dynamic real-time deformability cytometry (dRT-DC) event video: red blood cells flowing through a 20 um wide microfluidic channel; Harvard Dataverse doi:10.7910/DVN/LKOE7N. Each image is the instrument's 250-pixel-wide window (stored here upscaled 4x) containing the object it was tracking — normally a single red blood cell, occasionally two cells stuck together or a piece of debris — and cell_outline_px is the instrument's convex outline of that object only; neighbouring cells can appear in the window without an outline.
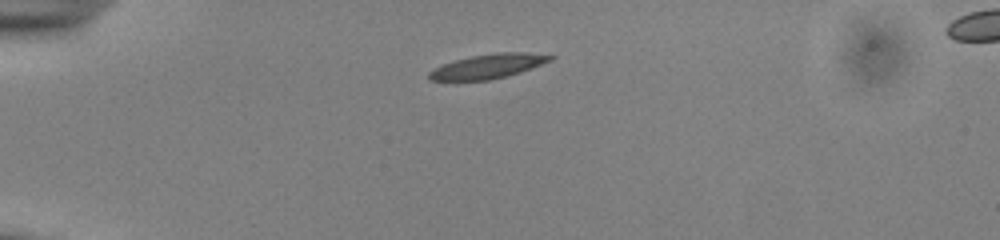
{"species": "common noctule bat (a hibernating species)", "species_latin": "Nyctalus noctula", "temperature_condition": "cold", "stored_images_in_passage": 41, "camera_frame_rate_fps": 3000, "um_per_image_px": 0.085, "animal": {"sex": "male", "body_mass_g": 13.0, "forearm_length_mm": 53.1}, "frame": {"image": 1, "passage_image": 1, "time_ms": 0.0, "image_size_px": [1000, 240], "cell_outline_px": [[556, 56], [552, 60], [532, 68], [520, 72], [488, 80], [428, 80], [428, 72], [432, 68], [456, 60], [472, 56], [496, 52], [524, 52]], "centroid_in_image_um": [41.48, 5.62], "position_along_channel_um": 43.5, "area_um2": 17.05}}
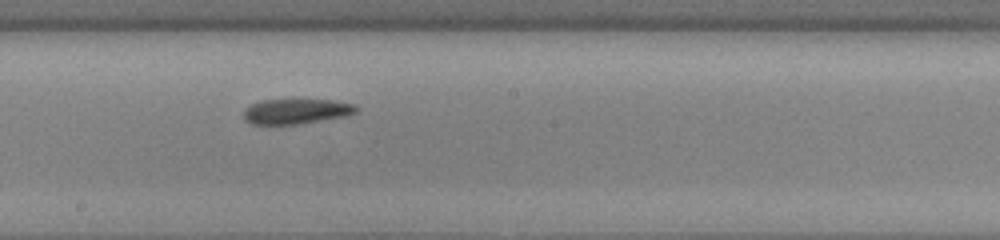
{"frame": {"image": 2, "passage_image": 18, "time_ms": 5.667, "image_size_px": [1000, 240], "cell_outline_px": [[360, 108], [356, 112], [348, 116], [296, 124], [252, 124], [244, 120], [244, 108], [260, 100], [332, 100], [356, 104]], "centroid_in_image_um": [25.21, 9.46], "position_along_channel_um": 223.0, "area_um2": 16.53}}
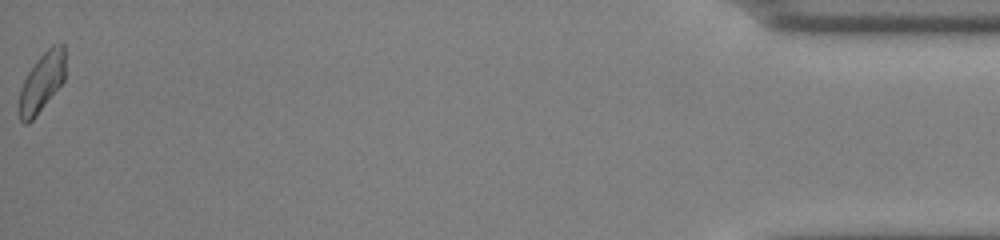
{"frame": {"image": 3, "passage_image": 41, "time_ms": 13.333, "image_size_px": [1000, 240], "cell_outline_px": [[64, 80], [36, 116], [28, 124], [24, 124], [20, 120], [16, 112], [16, 108], [20, 88], [28, 72], [36, 60], [52, 44], [64, 44]], "centroid_in_image_um": [3.48, 7.05], "position_along_channel_um": 431.7, "area_um2": 16.13}, "authors_computed_cell_mechanics": {"area_um2": 16.762, "velocity_mm_per_s": 3.8524, "shape_relaxation_time_tau1_ms": null, "shape_relaxation_time_tau2_ms": 9.6015, "deformation_change_tau1": null, "deformation_change_tau2": 0.1453}}